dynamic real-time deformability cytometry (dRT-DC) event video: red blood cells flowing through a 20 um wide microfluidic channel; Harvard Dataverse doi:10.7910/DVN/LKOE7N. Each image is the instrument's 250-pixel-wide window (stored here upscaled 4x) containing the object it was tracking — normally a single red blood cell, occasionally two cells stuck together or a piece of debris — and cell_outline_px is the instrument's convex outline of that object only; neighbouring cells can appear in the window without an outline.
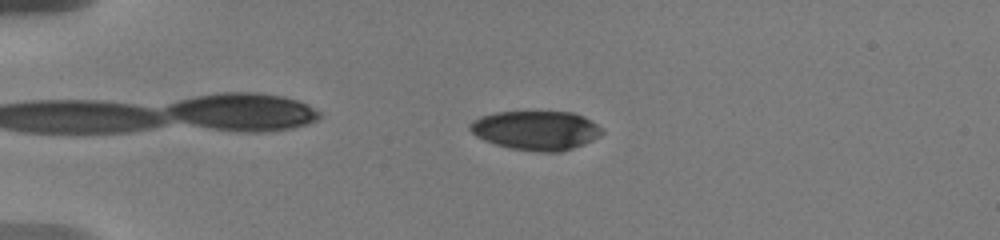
{"species": "human", "species_latin": "Homo sapiens", "temperature_condition": "warm", "stored_images_in_passage": 52, "camera_frame_rate_fps": 3000, "um_per_image_px": 0.085, "donor": {"sex": "male"}, "frame": {"image": 1, "passage_image": 7, "time_ms": 3.667, "image_size_px": [1000, 240], "cell_outline_px": [[604, 132], [600, 136], [584, 144], [560, 152], [536, 152], [508, 148], [484, 140], [476, 136], [468, 128], [468, 124], [472, 120], [480, 116], [496, 112], [572, 112], [584, 116], [604, 128]], "centroid_in_image_um": [45.57, 11.08], "position_along_channel_um": 39.4, "area_um2": 30.46}}
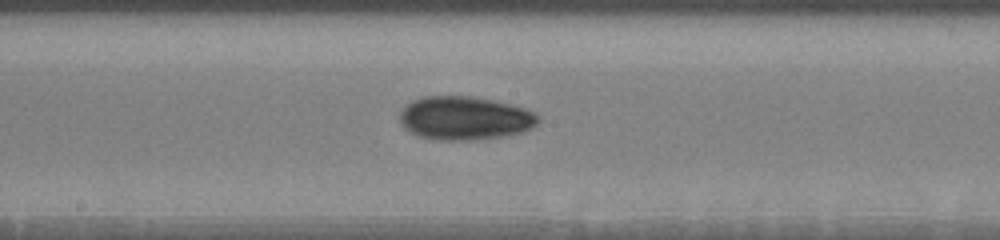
{"frame": {"image": 2, "passage_image": 25, "time_ms": 9.667, "image_size_px": [1000, 240], "cell_outline_px": [[540, 120], [532, 128], [524, 132], [504, 136], [472, 140], [440, 140], [416, 136], [404, 128], [400, 124], [400, 112], [412, 100], [424, 96], [472, 96], [496, 100], [524, 108], [536, 112], [540, 116]], "centroid_in_image_um": [39.53, 10.04], "position_along_channel_um": 208.7, "area_um2": 35.49}}
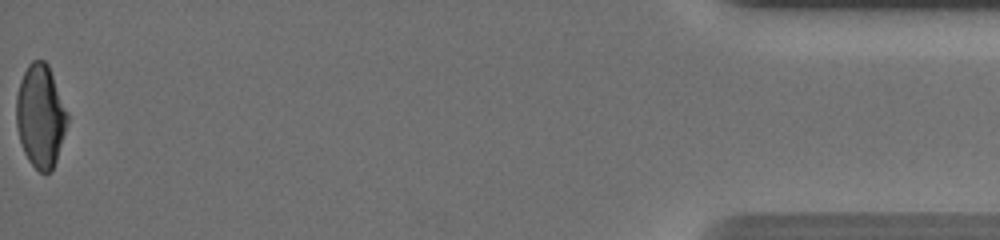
{"frame": {"image": 3, "passage_image": 51, "time_ms": 18.0, "image_size_px": [1000, 240], "cell_outline_px": [[68, 120], [56, 160], [52, 168], [48, 172], [40, 172], [28, 160], [24, 152], [16, 128], [16, 96], [20, 80], [28, 64], [32, 60], [44, 60], [48, 64], [68, 112]], "centroid_in_image_um": [3.43, 9.83], "position_along_channel_um": 431.8, "area_um2": 30.52}, "authors_computed_cell_mechanics": {"area_um2": 32.946, "velocity_mm_per_s": 3.653, "shape_relaxation_time_tau1_ms": 4.2299, "shape_relaxation_time_tau2_ms": 7.7327, "deformation_change_tau1": 0.1522, "deformation_change_tau2": 0.1033}}